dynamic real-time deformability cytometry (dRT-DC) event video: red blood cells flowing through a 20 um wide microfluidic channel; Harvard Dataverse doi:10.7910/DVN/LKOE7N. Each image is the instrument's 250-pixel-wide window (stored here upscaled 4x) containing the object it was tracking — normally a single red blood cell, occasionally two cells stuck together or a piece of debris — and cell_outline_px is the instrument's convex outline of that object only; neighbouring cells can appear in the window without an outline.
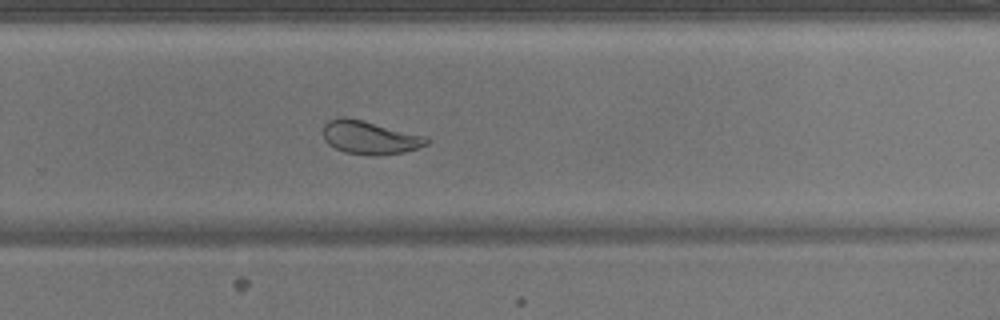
{"species": "common noctule bat (a hibernating species)", "species_latin": "Nyctalus noctula", "temperature_condition": "warm", "stored_images_in_passage": 41, "camera_frame_rate_fps": 3000, "um_per_image_px": 0.085, "animal": {"sex": "male", "body_mass_g": 17.9}, "frame": {"image": 1, "passage_image": 24, "time_ms": 7.667, "image_size_px": [1000, 320], "cell_outline_px": [[428, 144], [404, 152], [380, 156], [372, 156], [344, 152], [328, 144], [324, 140], [324, 124], [328, 120], [344, 116], [428, 136]], "centroid_in_image_um": [31.43, 11.7], "position_along_channel_um": 298.4, "area_um2": 20.11}}
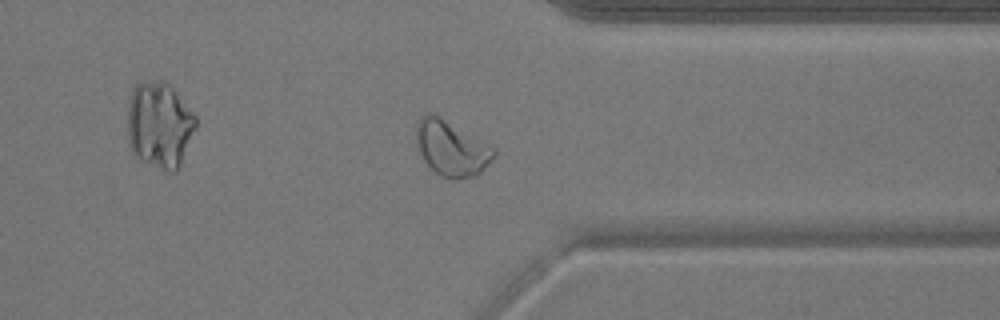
{"frame": {"image": 2, "passage_image": 30, "time_ms": 9.667, "image_size_px": [1000, 320], "cell_outline_px": [[496, 156], [480, 172], [472, 176], [456, 180], [452, 180], [440, 176], [420, 156], [416, 148], [416, 120], [420, 116], [428, 112], [432, 112], [440, 116], [496, 148]], "centroid_in_image_um": [38.34, 12.58], "position_along_channel_um": 373.1, "area_um2": 25.37}, "authors_computed_cell_mechanics": {"area_um2": 21.5594, "velocity_mm_per_s": 3.8797, "shape_relaxation_time_tau1_ms": 8.5624, "shape_relaxation_time_tau2_ms": 1.0464, "deformation_change_tau1": 0.2029, "deformation_change_tau2": 0.0566}}